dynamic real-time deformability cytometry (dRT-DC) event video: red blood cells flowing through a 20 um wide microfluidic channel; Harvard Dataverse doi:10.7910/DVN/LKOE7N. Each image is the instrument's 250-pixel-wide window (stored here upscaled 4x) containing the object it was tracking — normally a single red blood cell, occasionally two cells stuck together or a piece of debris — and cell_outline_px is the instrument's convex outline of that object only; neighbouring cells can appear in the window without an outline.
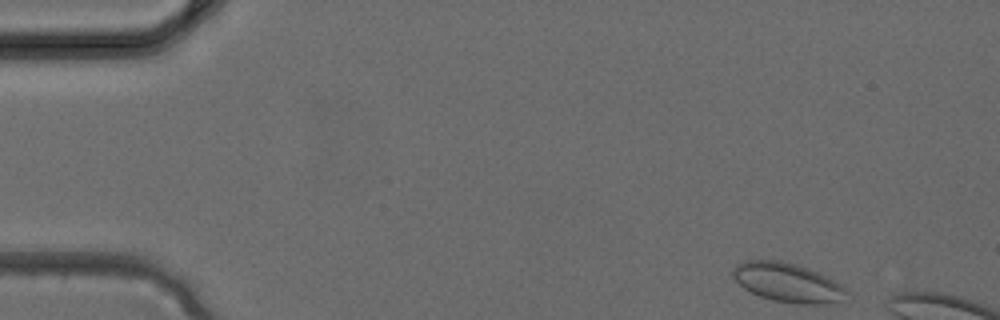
{"species": "common noctule bat (a hibernating species)", "species_latin": "Nyctalus noctula", "temperature_condition": "cold", "stored_images_in_passage": 3, "camera_frame_rate_fps": 3000, "um_per_image_px": 0.085, "animal": {"sex": "female", "body_mass_g": 24.6, "forearm_length_mm": 56.2}, "frame": {"image": 1, "passage_image": 1, "time_ms": 0.0, "image_size_px": [1000, 320], "cell_outline_px": [[848, 292], [840, 304], [800, 304], [772, 300], [760, 296], [744, 288], [732, 276], [732, 268], [736, 264], [744, 260], [780, 260], [796, 264], [808, 268], [848, 288]], "centroid_in_image_um": [66.97, 24.02], "position_along_channel_um": 18.0, "area_um2": 26.07}}